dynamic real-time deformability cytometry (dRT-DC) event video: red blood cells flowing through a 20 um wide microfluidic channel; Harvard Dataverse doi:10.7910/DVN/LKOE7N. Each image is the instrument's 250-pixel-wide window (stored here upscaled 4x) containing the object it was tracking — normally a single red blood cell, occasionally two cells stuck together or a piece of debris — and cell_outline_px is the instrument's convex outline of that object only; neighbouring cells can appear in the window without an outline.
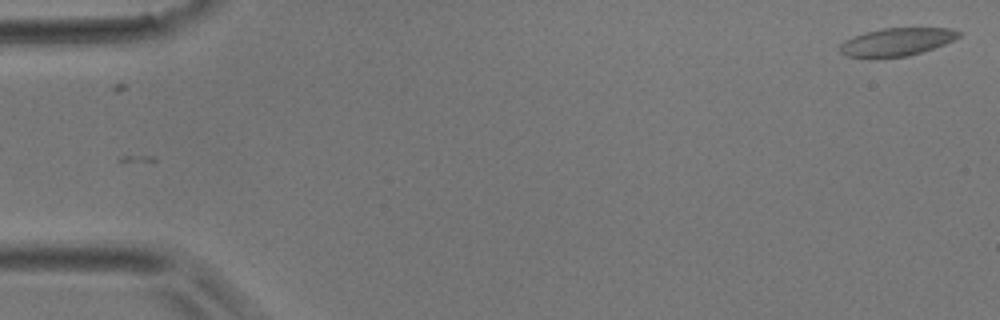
{"species": "common noctule bat (a hibernating species)", "species_latin": "Nyctalus noctula", "temperature_condition": "room temperature", "stored_images_in_passage": 46, "camera_frame_rate_fps": 3000, "um_per_image_px": 0.085, "animal": {"sex": "male", "body_mass_g": 17.9}, "frame": {"image": 1, "passage_image": 1, "time_ms": 0.0, "image_size_px": [1000, 320], "cell_outline_px": [[960, 36], [944, 44], [908, 56], [876, 60], [868, 60], [848, 56], [840, 52], [840, 44], [844, 40], [864, 32], [884, 28], [948, 28], [960, 32]], "centroid_in_image_um": [76.12, 3.6], "position_along_channel_um": 8.9, "area_um2": 19.71}}
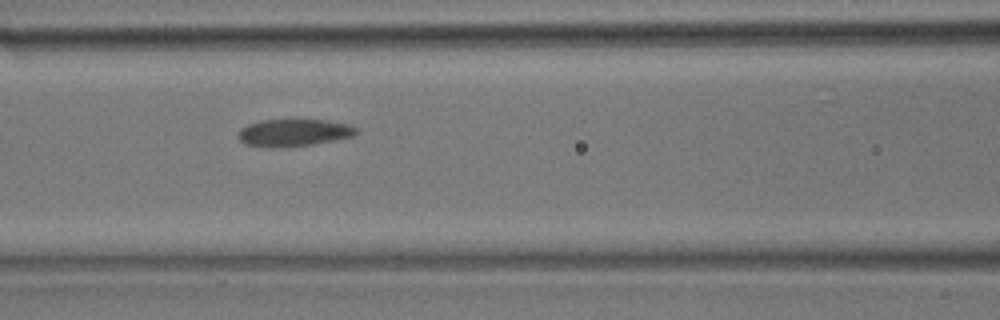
{"frame": {"image": 2, "passage_image": 20, "time_ms": 6.333, "image_size_px": [1000, 320], "cell_outline_px": [[360, 132], [352, 136], [312, 144], [288, 148], [272, 148], [244, 144], [236, 136], [240, 128], [248, 124], [260, 120], [292, 116], [328, 120], [348, 124], [360, 128]], "centroid_in_image_um": [24.95, 11.22], "position_along_channel_um": 141.6, "area_um2": 20.06}}
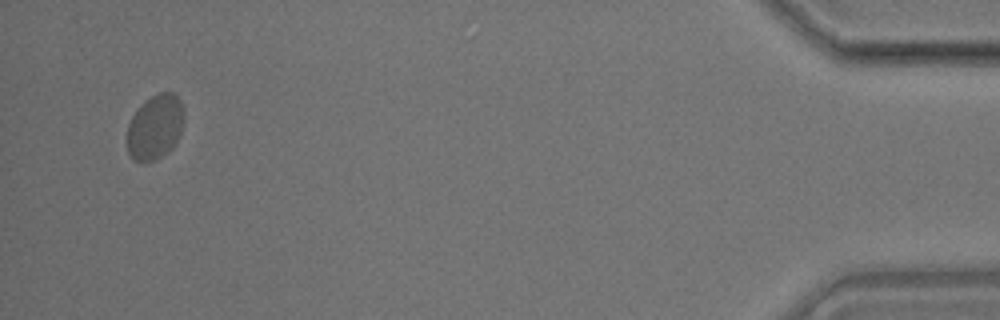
{"frame": {"image": 3, "passage_image": 45, "time_ms": 14.667, "image_size_px": [1000, 320], "cell_outline_px": [[184, 124], [172, 148], [168, 152], [144, 164], [132, 160], [128, 152], [128, 124], [132, 116], [140, 104], [144, 100], [160, 92], [172, 92], [180, 100], [184, 108]], "centroid_in_image_um": [13.18, 10.79], "position_along_channel_um": 422.0, "area_um2": 21.68}}